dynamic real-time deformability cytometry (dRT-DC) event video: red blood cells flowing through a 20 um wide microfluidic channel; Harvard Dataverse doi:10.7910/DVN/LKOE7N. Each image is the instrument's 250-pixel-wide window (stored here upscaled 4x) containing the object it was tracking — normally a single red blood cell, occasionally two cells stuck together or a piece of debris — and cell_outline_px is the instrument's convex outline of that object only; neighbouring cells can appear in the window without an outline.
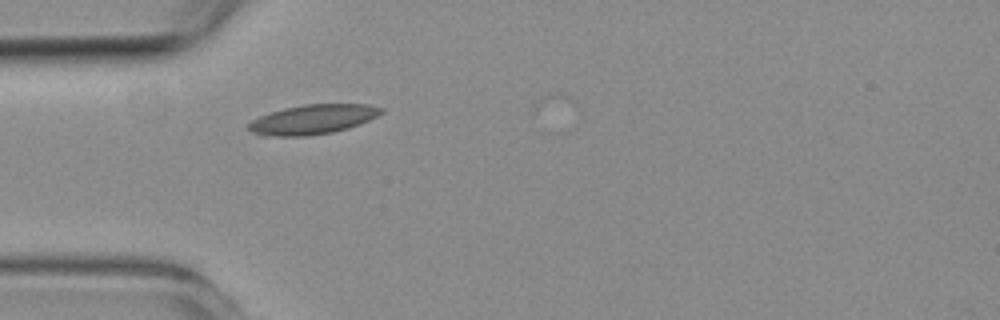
{"species": "common noctule bat (a hibernating species)", "species_latin": "Nyctalus noctula", "temperature_condition": "room temperature", "stored_images_in_passage": 3, "camera_frame_rate_fps": 3000, "um_per_image_px": 0.085, "animal": {"sex": "female", "body_mass_g": 19.3, "forearm_length_mm": 54.1}, "frame": {"image": 1, "passage_image": 3, "time_ms": 3.333, "image_size_px": [1000, 320], "cell_outline_px": [[384, 112], [360, 124], [348, 128], [332, 132], [304, 136], [276, 136], [252, 132], [248, 128], [248, 124], [252, 120], [260, 116], [284, 108], [304, 104], [368, 104], [384, 108]], "centroid_in_image_um": [26.63, 10.13], "position_along_channel_um": 58.4, "area_um2": 22.6}}